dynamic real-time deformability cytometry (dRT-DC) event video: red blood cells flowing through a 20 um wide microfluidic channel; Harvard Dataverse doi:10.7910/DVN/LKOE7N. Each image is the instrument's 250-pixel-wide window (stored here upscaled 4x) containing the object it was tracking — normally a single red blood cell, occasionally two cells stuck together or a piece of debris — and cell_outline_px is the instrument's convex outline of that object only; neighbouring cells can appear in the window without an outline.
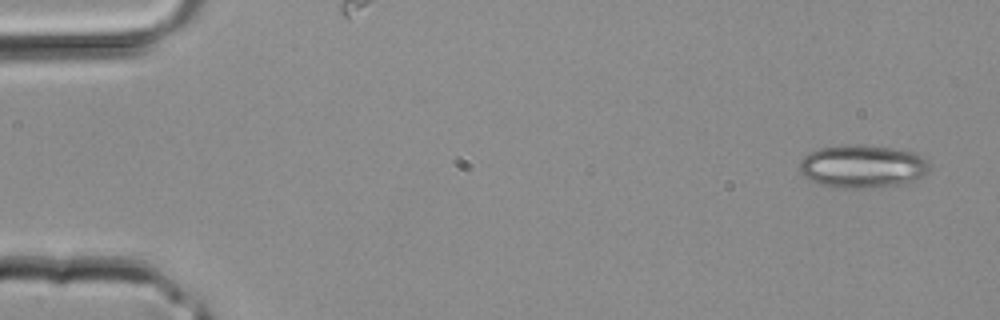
{"species": "common noctule bat (a hibernating species)", "species_latin": "Nyctalus noctula", "temperature_condition": "room temperature", "stored_images_in_passage": 4, "camera_frame_rate_fps": 3000, "um_per_image_px": 0.085, "animal": {"sex": "male", "body_mass_g": 20.4}, "frame": {"image": 1, "passage_image": 1, "time_ms": 0.0, "image_size_px": [1000, 320], "cell_outline_px": [[932, 168], [924, 176], [916, 180], [900, 184], [864, 188], [840, 188], [820, 184], [804, 176], [800, 172], [800, 160], [804, 156], [820, 148], [848, 144], [856, 144], [888, 148], [912, 152], [920, 156]], "centroid_in_image_um": [73.31, 14.15], "position_along_channel_um": 11.7, "area_um2": 32.25}}